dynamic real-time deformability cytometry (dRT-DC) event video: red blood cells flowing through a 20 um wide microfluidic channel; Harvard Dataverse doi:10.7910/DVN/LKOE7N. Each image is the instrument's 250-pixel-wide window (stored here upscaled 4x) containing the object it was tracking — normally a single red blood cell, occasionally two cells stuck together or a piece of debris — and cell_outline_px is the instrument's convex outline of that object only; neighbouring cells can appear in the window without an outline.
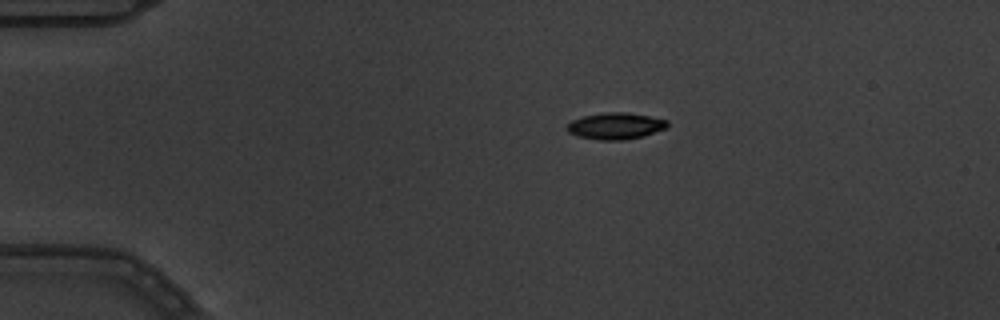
{"species": "common noctule bat (a hibernating species)", "species_latin": "Nyctalus noctula", "temperature_condition": "warm", "stored_images_in_passage": 3, "camera_frame_rate_fps": 3000, "um_per_image_px": 0.085, "animal": {"sex": "male", "body_mass_g": 19.5, "forearm_length_mm": 54.6}, "frame": {"image": 1, "passage_image": 1, "time_ms": 0.0, "image_size_px": [1000, 320], "cell_outline_px": [[668, 128], [644, 136], [624, 140], [600, 140], [576, 136], [568, 132], [568, 124], [572, 120], [584, 116], [604, 112], [628, 112], [668, 120]], "centroid_in_image_um": [52.35, 10.71], "position_along_channel_um": 32.6, "area_um2": 15.61}}
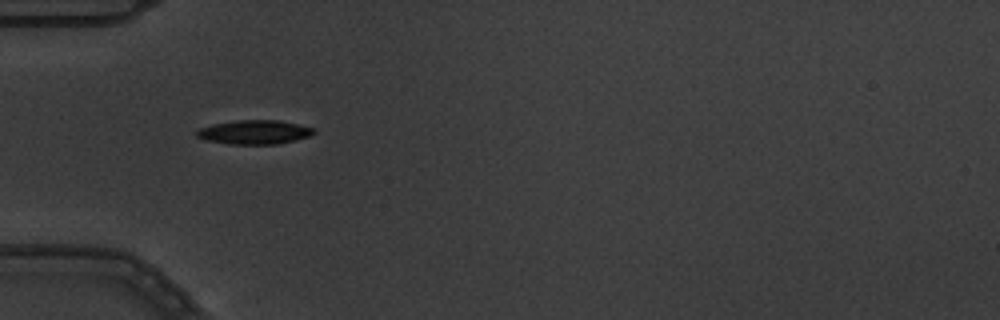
{"frame": {"image": 2, "passage_image": 3, "time_ms": 0.667, "image_size_px": [1000, 320], "cell_outline_px": [[316, 132], [308, 136], [276, 144], [228, 144], [208, 140], [196, 136], [196, 132], [200, 128], [212, 124], [236, 120], [276, 120], [296, 124], [312, 128]], "centroid_in_image_um": [21.57, 11.23], "position_along_channel_um": 63.4, "area_um2": 16.07}}